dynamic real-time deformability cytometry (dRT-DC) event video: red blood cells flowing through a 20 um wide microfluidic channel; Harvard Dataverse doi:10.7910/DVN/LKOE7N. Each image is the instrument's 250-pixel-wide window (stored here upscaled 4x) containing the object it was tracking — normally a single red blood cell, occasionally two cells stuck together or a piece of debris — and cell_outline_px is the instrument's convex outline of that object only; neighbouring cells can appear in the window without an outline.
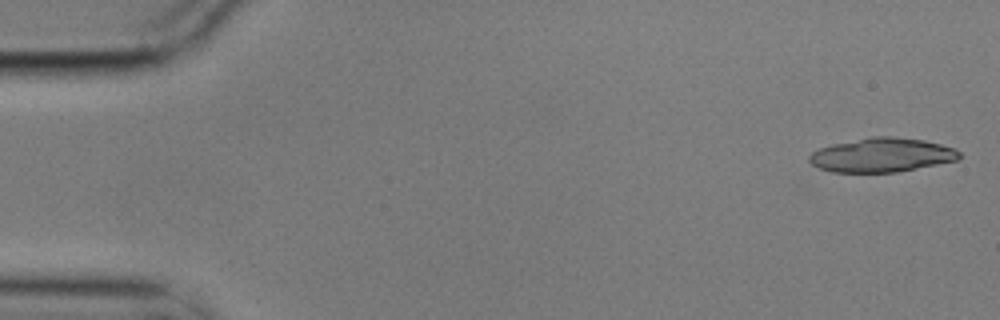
{"species": "common noctule bat (a hibernating species)", "species_latin": "Nyctalus noctula", "temperature_condition": "cold", "stored_images_in_passage": 5, "camera_frame_rate_fps": 3000, "um_per_image_px": 0.085, "animal": {"sex": "male", "body_mass_g": 17.9}, "frame": {"image": 1, "passage_image": 1, "time_ms": 0.0, "image_size_px": [1000, 320], "cell_outline_px": [[960, 156], [956, 160], [896, 172], [832, 172], [820, 168], [812, 164], [808, 160], [808, 156], [812, 152], [820, 148], [832, 144], [872, 136], [892, 136], [924, 140], [956, 148], [960, 152]], "centroid_in_image_um": [74.93, 13.17], "position_along_channel_um": 10.1, "area_um2": 29.65}}